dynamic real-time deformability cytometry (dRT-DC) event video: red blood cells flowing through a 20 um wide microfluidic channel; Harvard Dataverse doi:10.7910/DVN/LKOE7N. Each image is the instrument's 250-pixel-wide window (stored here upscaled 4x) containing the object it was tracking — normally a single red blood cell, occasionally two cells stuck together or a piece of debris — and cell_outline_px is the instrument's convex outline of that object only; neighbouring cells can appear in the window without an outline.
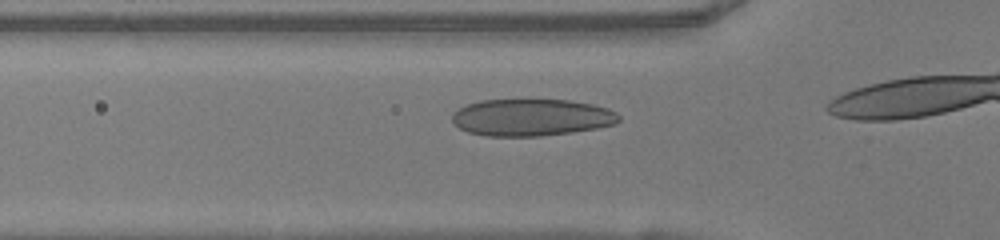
{"species": "human", "species_latin": "Homo sapiens", "temperature_condition": "warm", "stored_images_in_passage": 9, "camera_frame_rate_fps": 3000, "um_per_image_px": 0.085, "donor": {"sex": "female"}, "frame": {"image": 1, "passage_image": 7, "time_ms": 2.0, "image_size_px": [1000, 240], "cell_outline_px": [[620, 120], [612, 124], [596, 128], [572, 132], [540, 136], [488, 136], [468, 132], [452, 124], [452, 116], [460, 108], [468, 104], [480, 100], [568, 100], [592, 104], [608, 108], [616, 112], [620, 116]], "centroid_in_image_um": [45.17, 9.98], "position_along_channel_um": 80.6, "area_um2": 35.78}}